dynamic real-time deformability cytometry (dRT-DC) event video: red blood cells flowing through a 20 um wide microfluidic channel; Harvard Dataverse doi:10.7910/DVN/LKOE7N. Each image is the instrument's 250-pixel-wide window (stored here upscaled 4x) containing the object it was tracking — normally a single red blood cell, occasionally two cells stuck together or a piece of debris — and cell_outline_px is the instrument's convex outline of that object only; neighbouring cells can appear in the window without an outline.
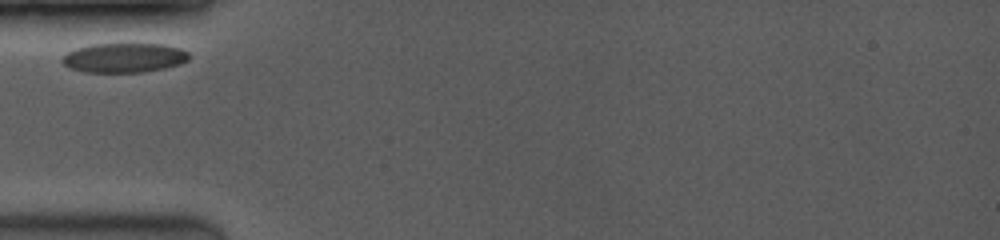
{"species": "common noctule bat (a hibernating species)", "species_latin": "Nyctalus noctula", "temperature_condition": "room temperature", "stored_images_in_passage": 28, "camera_frame_rate_fps": 3500, "um_per_image_px": 0.085, "animal": {"sex": "female", "body_mass_g": 19.0, "forearm_length_mm": 53.3}, "frame": {"image": 1, "passage_image": 1, "time_ms": 0.0, "image_size_px": [1000, 240], "cell_outline_px": [[192, 56], [188, 60], [180, 64], [164, 68], [144, 72], [84, 72], [68, 68], [60, 60], [68, 52], [76, 48], [92, 44], [164, 44], [180, 48], [188, 52]], "centroid_in_image_um": [10.56, 4.91], "position_along_channel_um": 74.4, "area_um2": 21.91}}
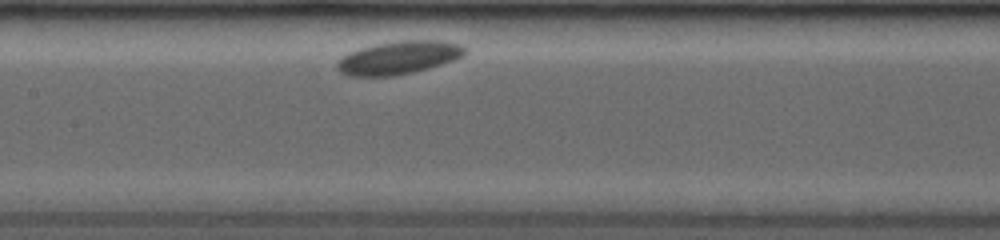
{"frame": {"image": 2, "passage_image": 12, "time_ms": 2.857, "image_size_px": [1000, 240], "cell_outline_px": [[468, 52], [464, 56], [456, 60], [428, 68], [412, 72], [392, 76], [348, 76], [340, 72], [336, 68], [336, 60], [340, 56], [348, 52], [360, 48], [376, 44], [404, 40], [444, 40], [460, 44], [468, 48]], "centroid_in_image_um": [33.9, 4.89], "position_along_channel_um": 173.5, "area_um2": 25.09}}
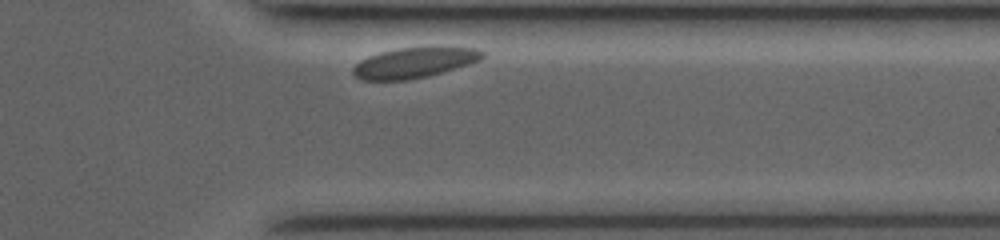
{"frame": {"image": 3, "passage_image": 26, "time_ms": 8.571, "image_size_px": [1000, 240], "cell_outline_px": [[484, 56], [480, 60], [472, 64], [428, 76], [408, 80], [360, 80], [352, 72], [352, 68], [360, 60], [368, 56], [380, 52], [400, 48], [476, 48], [484, 52]], "centroid_in_image_um": [35.2, 5.35], "position_along_channel_um": 376.2, "area_um2": 22.72}}